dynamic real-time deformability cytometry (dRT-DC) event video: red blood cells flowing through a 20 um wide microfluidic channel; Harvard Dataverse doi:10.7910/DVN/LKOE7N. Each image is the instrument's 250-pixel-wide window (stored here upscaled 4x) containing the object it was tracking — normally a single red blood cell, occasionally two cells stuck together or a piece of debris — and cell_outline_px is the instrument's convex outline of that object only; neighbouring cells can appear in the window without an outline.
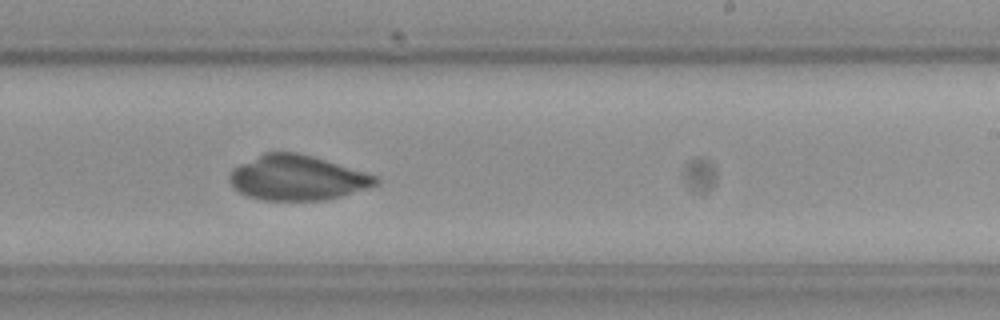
{"species": "Egyptian fruit bat (a non-hibernating species)", "species_latin": "Rousettus aegyptiacus", "temperature_condition": "cold", "stored_images_in_passage": 42, "segment_of_instrument_passage": [1, 2], "camera_frame_rate_fps": 3000, "um_per_image_px": 0.085, "frame": {"image": 1, "passage_image": 20, "time_ms": 6.333, "image_size_px": [1000, 320], "cell_outline_px": [[380, 180], [376, 184], [368, 188], [340, 196], [324, 200], [264, 200], [244, 196], [228, 180], [228, 176], [232, 168], [264, 152], [296, 152], [312, 156], [364, 172], [376, 176]], "centroid_in_image_um": [25.22, 15.11], "position_along_channel_um": 263.8, "area_um2": 38.03}}
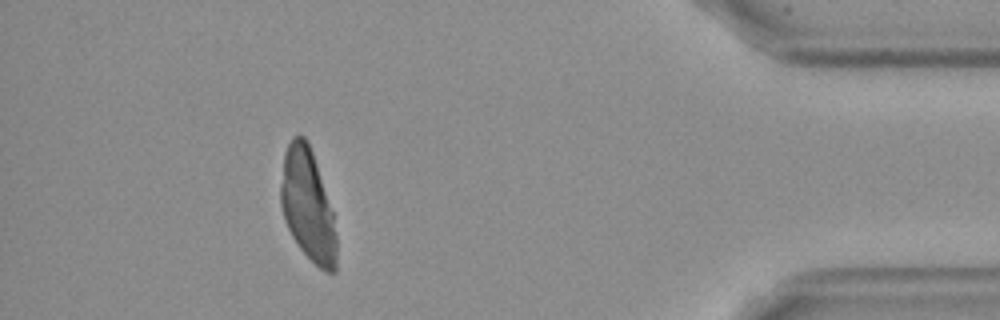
{"frame": {"image": 2, "passage_image": 36, "time_ms": 11.667, "image_size_px": [1000, 320], "cell_outline_px": [[336, 272], [324, 272], [300, 248], [292, 236], [284, 220], [280, 204], [280, 184], [284, 152], [292, 136], [300, 132], [308, 140], [332, 212], [336, 236]], "centroid_in_image_um": [26.12, 17.4], "position_along_channel_um": 409.1, "area_um2": 36.18}}